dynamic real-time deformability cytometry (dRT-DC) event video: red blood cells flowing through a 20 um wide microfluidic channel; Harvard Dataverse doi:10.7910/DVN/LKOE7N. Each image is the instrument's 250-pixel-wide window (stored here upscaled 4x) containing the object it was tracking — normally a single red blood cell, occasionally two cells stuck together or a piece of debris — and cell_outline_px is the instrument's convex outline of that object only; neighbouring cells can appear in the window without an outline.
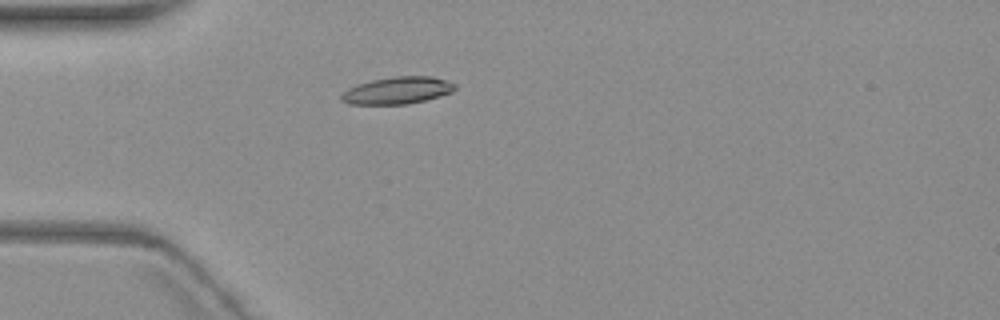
{"species": "common noctule bat (a hibernating species)", "species_latin": "Nyctalus noctula", "temperature_condition": "warm", "stored_images_in_passage": 3, "camera_frame_rate_fps": 3000, "um_per_image_px": 0.085, "animal": {"sex": "female", "body_mass_g": 19.3, "forearm_length_mm": 54.1}, "frame": {"image": 1, "passage_image": 3, "time_ms": 2.333, "image_size_px": [1000, 320], "cell_outline_px": [[456, 88], [452, 92], [440, 96], [424, 100], [404, 104], [348, 104], [340, 100], [340, 96], [348, 88], [356, 84], [372, 80], [392, 76], [432, 76], [456, 84]], "centroid_in_image_um": [33.75, 7.68], "position_along_channel_um": 51.2, "area_um2": 17.92}}